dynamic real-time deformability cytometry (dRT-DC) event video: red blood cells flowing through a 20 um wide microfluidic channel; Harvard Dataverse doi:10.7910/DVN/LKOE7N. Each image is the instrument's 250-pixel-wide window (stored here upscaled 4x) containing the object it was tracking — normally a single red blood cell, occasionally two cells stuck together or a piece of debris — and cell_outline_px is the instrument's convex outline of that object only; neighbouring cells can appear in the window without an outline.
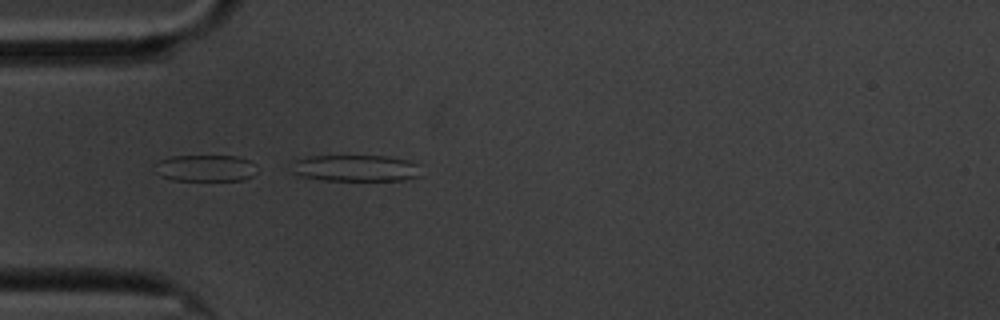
{"species": "common noctule bat (a hibernating species)", "species_latin": "Nyctalus noctula", "temperature_condition": "cold", "stored_images_in_passage": 5, "camera_frame_rate_fps": 3000, "um_per_image_px": 0.085, "animal": {"sex": "male", "body_mass_g": 20.1, "forearm_length_mm": 53.5}, "frame": {"image": 1, "passage_image": 5, "time_ms": 4.667, "image_size_px": [1000, 320], "cell_outline_px": [[420, 176], [404, 180], [320, 180], [300, 176], [292, 172], [292, 160], [308, 156], [388, 156], [408, 160], [420, 164]], "centroid_in_image_um": [30.22, 14.29], "position_along_channel_um": 54.8, "area_um2": 20.29}}